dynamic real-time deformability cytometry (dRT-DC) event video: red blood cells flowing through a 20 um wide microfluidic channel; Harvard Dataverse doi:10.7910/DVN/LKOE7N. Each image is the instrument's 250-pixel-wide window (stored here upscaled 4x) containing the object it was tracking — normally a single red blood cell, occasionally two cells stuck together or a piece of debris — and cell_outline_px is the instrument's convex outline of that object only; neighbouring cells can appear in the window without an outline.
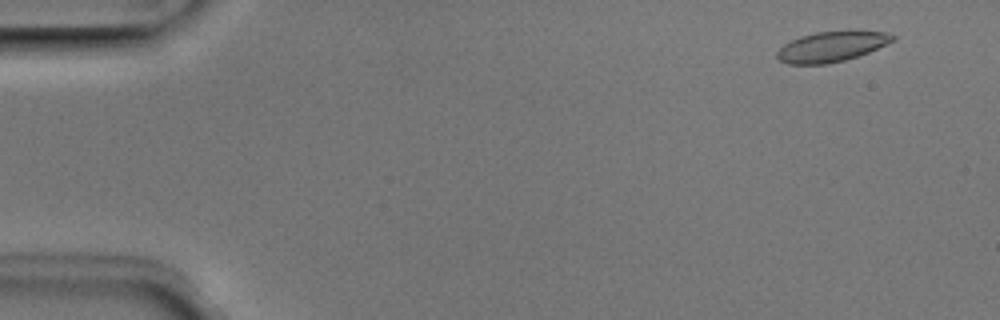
{"species": "Egyptian fruit bat (a non-hibernating species)", "species_latin": "Rousettus aegyptiacus", "temperature_condition": "room temperature", "stored_images_in_passage": 51, "camera_frame_rate_fps": 3000, "um_per_image_px": 0.085, "animal": {"sex": "male"}, "frame": {"image": 1, "passage_image": 4, "time_ms": 1.0, "image_size_px": [1000, 320], "cell_outline_px": [[896, 40], [868, 52], [844, 60], [828, 64], [788, 64], [780, 60], [776, 56], [776, 52], [784, 44], [800, 36], [816, 32], [888, 32], [896, 36]], "centroid_in_image_um": [70.66, 3.98], "position_along_channel_um": 14.3, "area_um2": 20.0}}
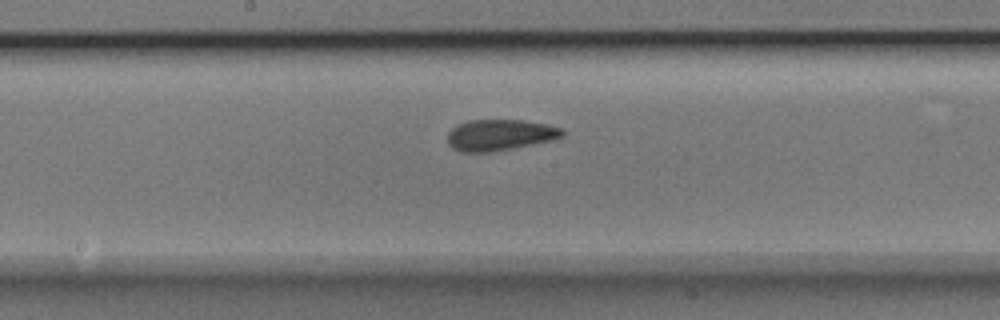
{"frame": {"image": 2, "passage_image": 27, "time_ms": 8.667, "image_size_px": [1000, 320], "cell_outline_px": [[564, 136], [552, 140], [492, 152], [460, 152], [452, 148], [448, 144], [448, 132], [456, 124], [468, 120], [524, 120], [548, 124], [564, 128]], "centroid_in_image_um": [42.49, 11.46], "position_along_channel_um": 205.7, "area_um2": 21.04}}
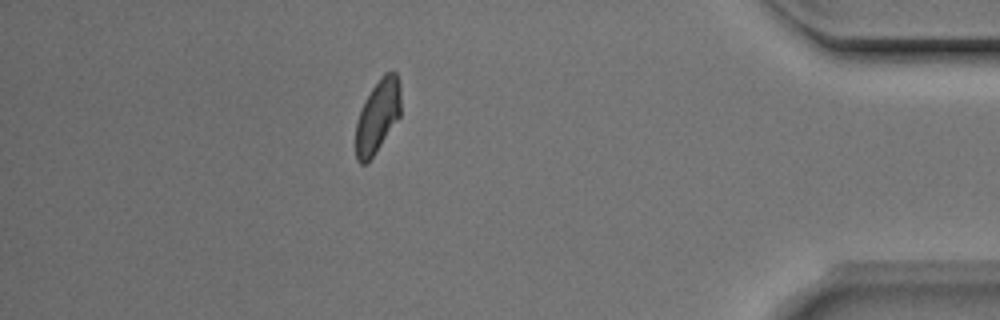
{"frame": {"image": 3, "passage_image": 45, "time_ms": 14.667, "image_size_px": [1000, 320], "cell_outline_px": [[400, 116], [376, 152], [364, 164], [360, 164], [356, 160], [356, 120], [364, 100], [380, 76], [384, 72], [396, 72], [400, 84]], "centroid_in_image_um": [32.09, 9.85], "position_along_channel_um": 403.1, "area_um2": 19.19}, "authors_computed_cell_mechanics": {"area_um2": 20.4034, "velocity_mm_per_s": 3.9995, "shape_relaxation_time_tau1_ms": 7.4293, "shape_relaxation_time_tau2_ms": 1.1299, "deformation_change_tau1": 0.1503, "deformation_change_tau2": 0.0636}}